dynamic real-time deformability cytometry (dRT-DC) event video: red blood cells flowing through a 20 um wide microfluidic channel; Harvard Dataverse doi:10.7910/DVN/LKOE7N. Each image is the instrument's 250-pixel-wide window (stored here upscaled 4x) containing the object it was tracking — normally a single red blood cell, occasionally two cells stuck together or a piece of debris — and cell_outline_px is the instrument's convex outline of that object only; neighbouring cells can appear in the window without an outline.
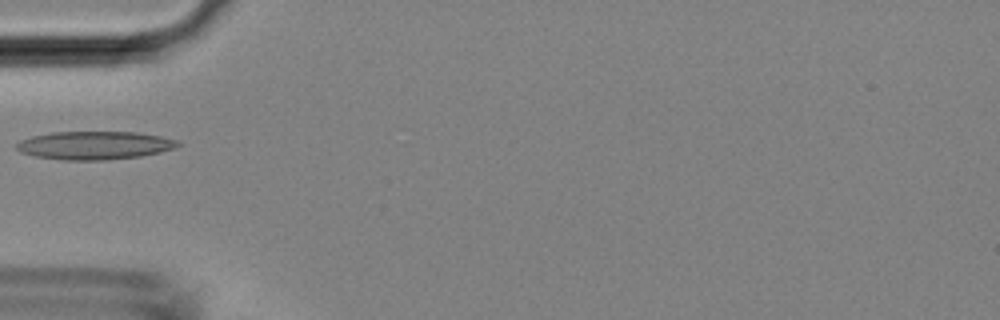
{"species": "Egyptian fruit bat (a non-hibernating species)", "species_latin": "Rousettus aegyptiacus", "temperature_condition": "room temperature", "stored_images_in_passage": 4, "camera_frame_rate_fps": 3000, "um_per_image_px": 0.085, "animal": {"sex": "female"}, "frame": {"image": 1, "passage_image": 4, "time_ms": 1.0, "image_size_px": [1000, 320], "cell_outline_px": [[184, 144], [176, 148], [160, 152], [140, 156], [108, 160], [64, 160], [36, 156], [20, 152], [16, 148], [16, 144], [20, 140], [32, 136], [52, 132], [136, 132], [160, 136], [176, 140]], "centroid_in_image_um": [8.06, 12.35], "position_along_channel_um": 76.9, "area_um2": 26.59}}